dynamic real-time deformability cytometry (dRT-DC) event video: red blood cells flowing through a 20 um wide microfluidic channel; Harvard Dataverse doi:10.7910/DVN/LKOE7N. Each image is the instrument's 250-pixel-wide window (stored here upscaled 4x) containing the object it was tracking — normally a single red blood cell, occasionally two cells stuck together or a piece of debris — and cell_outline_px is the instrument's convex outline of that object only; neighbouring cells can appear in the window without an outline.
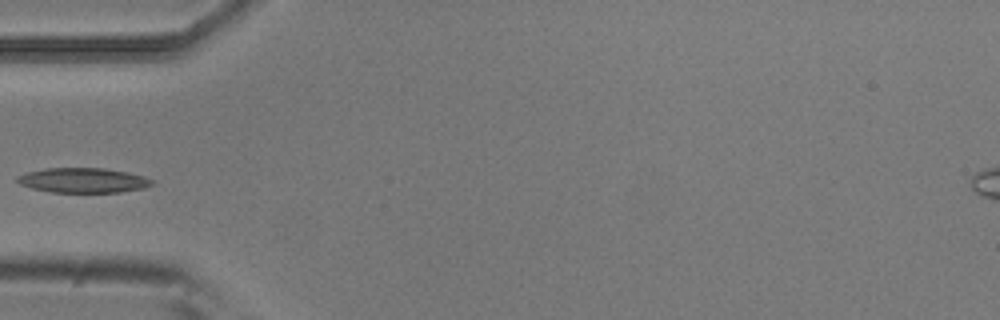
{"species": "common noctule bat (a hibernating species)", "species_latin": "Nyctalus noctula", "temperature_condition": "room temperature", "stored_images_in_passage": 5, "camera_frame_rate_fps": 3000, "um_per_image_px": 0.085, "animal": {"sex": "male", "body_mass_g": 20.5, "forearm_length_mm": 52.5}, "frame": {"image": 1, "passage_image": 4, "time_ms": 1.0, "image_size_px": [1000, 320], "cell_outline_px": [[156, 184], [144, 188], [120, 192], [52, 192], [32, 188], [20, 184], [16, 180], [16, 176], [28, 172], [44, 168], [104, 168], [128, 172], [144, 176], [152, 180]], "centroid_in_image_um": [7.09, 15.32], "position_along_channel_um": 77.9, "area_um2": 19.54}}
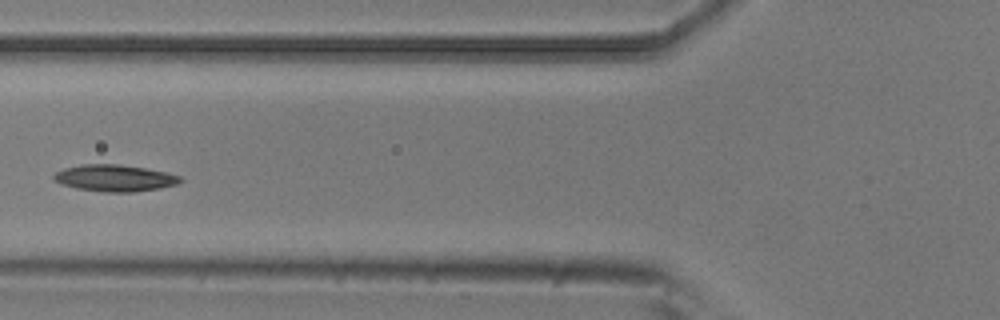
{"frame": {"image": 2, "passage_image": 5, "time_ms": 1.333, "image_size_px": [1000, 320], "cell_outline_px": [[184, 180], [176, 184], [160, 188], [132, 192], [104, 192], [76, 188], [60, 184], [52, 180], [52, 176], [56, 172], [64, 168], [80, 164], [116, 164], [144, 168], [164, 172], [180, 176]], "centroid_in_image_um": [9.69, 15.14], "position_along_channel_um": 116.1, "area_um2": 19.65}}